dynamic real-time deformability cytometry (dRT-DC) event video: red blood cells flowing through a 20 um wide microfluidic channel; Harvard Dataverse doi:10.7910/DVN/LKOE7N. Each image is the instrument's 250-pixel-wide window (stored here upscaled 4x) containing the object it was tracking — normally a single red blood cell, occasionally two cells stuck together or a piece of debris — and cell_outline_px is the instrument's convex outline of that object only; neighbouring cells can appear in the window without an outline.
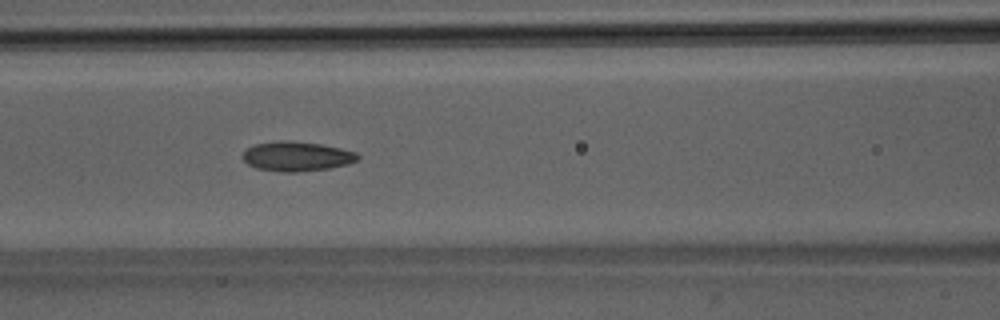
{"species": "Egyptian fruit bat (a non-hibernating species)", "species_latin": "Rousettus aegyptiacus", "temperature_condition": "room temperature", "stored_images_in_passage": 25, "camera_frame_rate_fps": 3000, "um_per_image_px": 0.085, "animal": {"sex": "male"}, "frame": {"image": 1, "passage_image": 21, "time_ms": 6.667, "image_size_px": [1000, 320], "cell_outline_px": [[360, 156], [356, 160], [348, 164], [328, 168], [296, 172], [280, 172], [256, 168], [248, 164], [244, 160], [244, 152], [252, 144], [280, 140], [288, 140], [320, 144], [340, 148], [356, 152]], "centroid_in_image_um": [25.21, 13.28], "position_along_channel_um": 141.4, "area_um2": 19.77}}